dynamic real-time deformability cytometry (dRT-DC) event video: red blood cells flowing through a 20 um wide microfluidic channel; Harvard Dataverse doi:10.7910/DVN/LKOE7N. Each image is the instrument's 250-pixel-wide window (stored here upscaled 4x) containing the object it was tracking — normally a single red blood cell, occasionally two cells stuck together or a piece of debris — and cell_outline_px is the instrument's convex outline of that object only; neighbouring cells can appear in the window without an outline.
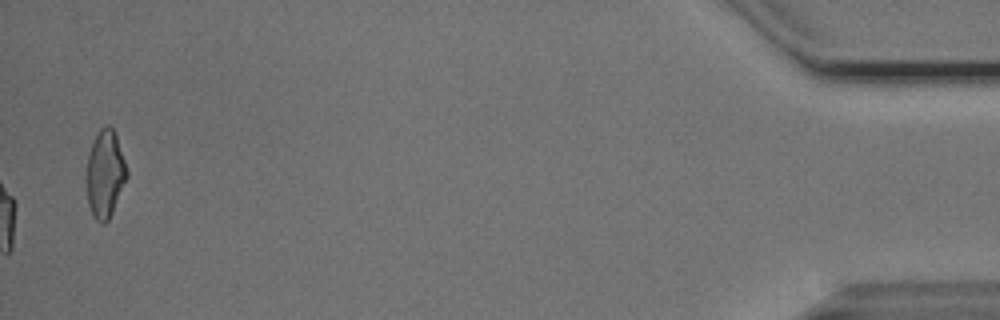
{"species": "Egyptian fruit bat (a non-hibernating species)", "species_latin": "Rousettus aegyptiacus", "temperature_condition": "cold", "stored_images_in_passage": 40, "camera_frame_rate_fps": 3000, "um_per_image_px": 0.085, "animal": {"sex": "male"}, "frame": {"image": 1, "passage_image": 40, "time_ms": 13.0, "image_size_px": [1000, 320], "cell_outline_px": [[128, 176], [112, 212], [108, 220], [104, 224], [96, 220], [92, 216], [88, 204], [84, 176], [88, 156], [92, 144], [100, 128], [104, 124], [108, 124], [116, 132], [128, 172]], "centroid_in_image_um": [8.91, 14.78], "position_along_channel_um": 426.3, "area_um2": 20.98}, "authors_computed_cell_mechanics": {"area_um2": 21.5594, "velocity_mm_per_s": 3.7576, "shape_relaxation_time_tau1_ms": 8.3358, "shape_relaxation_time_tau2_ms": 1.8521, "deformation_change_tau1": 0.1989, "deformation_change_tau2": 0.087}}